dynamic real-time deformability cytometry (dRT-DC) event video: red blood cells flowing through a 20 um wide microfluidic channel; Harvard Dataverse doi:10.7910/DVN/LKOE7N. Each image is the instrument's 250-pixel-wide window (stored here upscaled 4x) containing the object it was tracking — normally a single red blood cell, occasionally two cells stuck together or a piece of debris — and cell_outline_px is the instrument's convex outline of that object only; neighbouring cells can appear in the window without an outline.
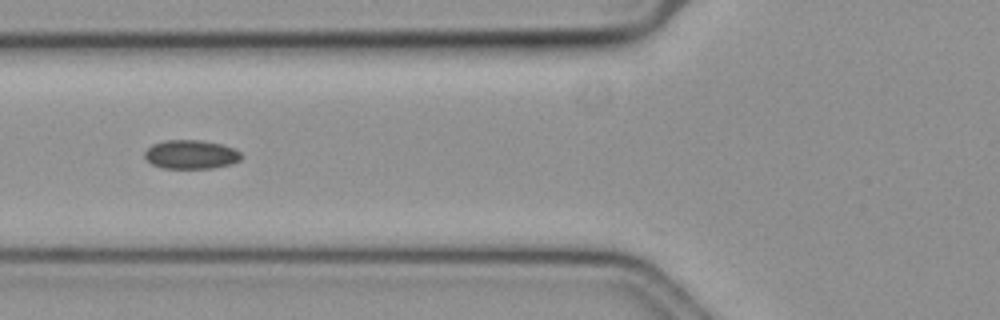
{"species": "common noctule bat (a hibernating species)", "species_latin": "Nyctalus noctula", "temperature_condition": "cold", "stored_images_in_passage": 32, "camera_frame_rate_fps": 3000, "um_per_image_px": 0.085, "animal": {"sex": "female", "body_mass_g": 19.3, "forearm_length_mm": 54.1}, "frame": {"image": 1, "passage_image": 2, "time_ms": 0.333, "image_size_px": [1000, 320], "cell_outline_px": [[240, 160], [232, 164], [212, 168], [160, 168], [152, 164], [144, 156], [144, 152], [152, 144], [164, 140], [200, 140], [220, 144], [232, 148], [240, 152]], "centroid_in_image_um": [16.2, 13.13], "position_along_channel_um": 109.6, "area_um2": 16.18}}
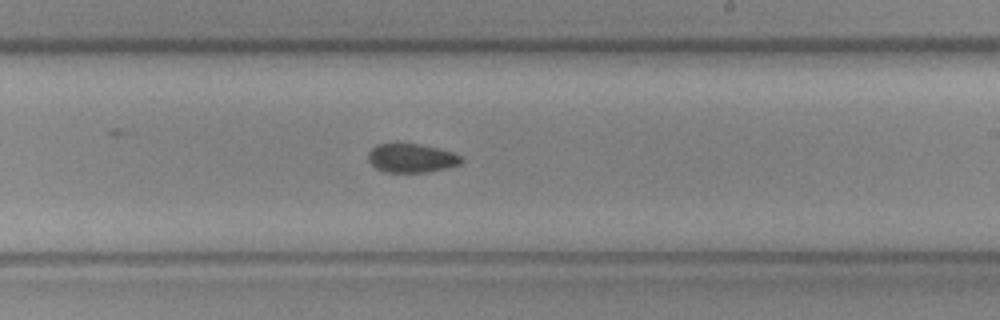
{"frame": {"image": 2, "passage_image": 14, "time_ms": 4.333, "image_size_px": [1000, 320], "cell_outline_px": [[464, 160], [460, 164], [428, 172], [384, 172], [376, 168], [368, 160], [368, 152], [376, 144], [416, 144], [436, 148], [452, 152], [460, 156]], "centroid_in_image_um": [34.95, 13.45], "position_along_channel_um": 254.1, "area_um2": 15.43}}
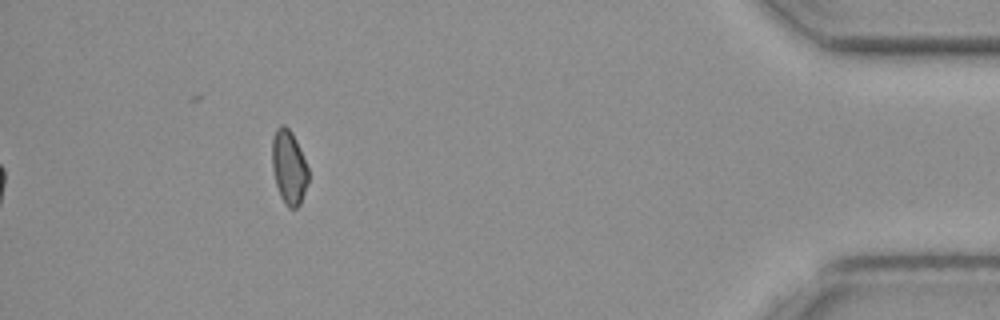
{"frame": {"image": 3, "passage_image": 32, "time_ms": 10.333, "image_size_px": [1000, 320], "cell_outline_px": [[308, 180], [300, 204], [296, 208], [288, 208], [284, 204], [280, 196], [276, 184], [272, 168], [272, 136], [276, 128], [280, 124], [284, 124], [292, 132], [296, 140], [308, 168]], "centroid_in_image_um": [24.53, 14.2], "position_along_channel_um": 410.7, "area_um2": 15.66}}